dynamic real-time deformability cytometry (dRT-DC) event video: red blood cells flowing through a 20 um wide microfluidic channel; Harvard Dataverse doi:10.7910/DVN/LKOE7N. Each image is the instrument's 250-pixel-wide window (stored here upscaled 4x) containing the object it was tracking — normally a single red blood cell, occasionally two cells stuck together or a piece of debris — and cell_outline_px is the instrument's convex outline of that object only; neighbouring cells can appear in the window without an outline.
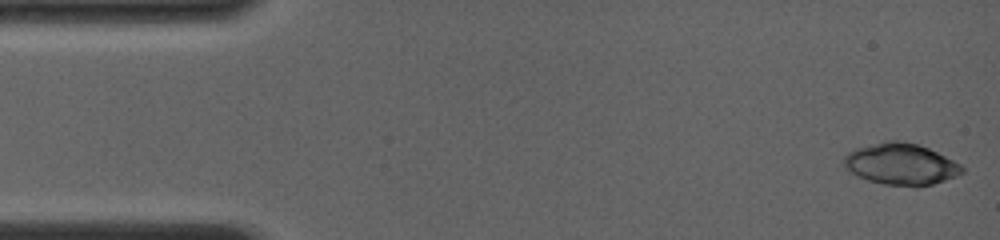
{"species": "common noctule bat (a hibernating species)", "species_latin": "Nyctalus noctula", "temperature_condition": "room temperature", "stored_images_in_passage": 16, "camera_frame_rate_fps": 4000, "um_per_image_px": 0.085, "animal": {"sex": "female", "body_mass_g": 19.0, "forearm_length_mm": 56.7}, "frame": {"image": 1, "passage_image": 1, "time_ms": 0.0, "image_size_px": [1000, 240], "cell_outline_px": [[964, 172], [956, 176], [932, 184], [916, 188], [884, 184], [868, 180], [848, 172], [844, 164], [844, 156], [848, 152], [856, 148], [888, 140], [896, 140], [916, 144], [928, 148], [960, 164], [964, 168]], "centroid_in_image_um": [76.56, 13.97], "position_along_channel_um": 8.4, "area_um2": 28.55}}
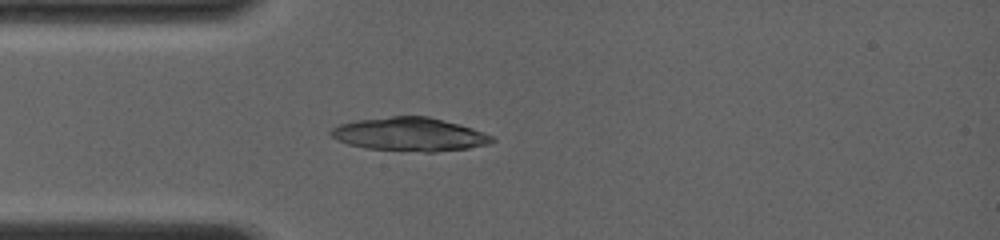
{"frame": {"image": 2, "passage_image": 16, "time_ms": 3.75, "image_size_px": [1000, 240], "cell_outline_px": [[496, 140], [488, 144], [468, 148], [436, 152], [424, 152], [364, 148], [348, 144], [336, 140], [328, 132], [332, 128], [340, 124], [356, 120], [392, 116], [428, 116], [460, 124], [484, 132], [492, 136]], "centroid_in_image_um": [34.82, 11.42], "position_along_channel_um": 50.2, "area_um2": 31.56}}